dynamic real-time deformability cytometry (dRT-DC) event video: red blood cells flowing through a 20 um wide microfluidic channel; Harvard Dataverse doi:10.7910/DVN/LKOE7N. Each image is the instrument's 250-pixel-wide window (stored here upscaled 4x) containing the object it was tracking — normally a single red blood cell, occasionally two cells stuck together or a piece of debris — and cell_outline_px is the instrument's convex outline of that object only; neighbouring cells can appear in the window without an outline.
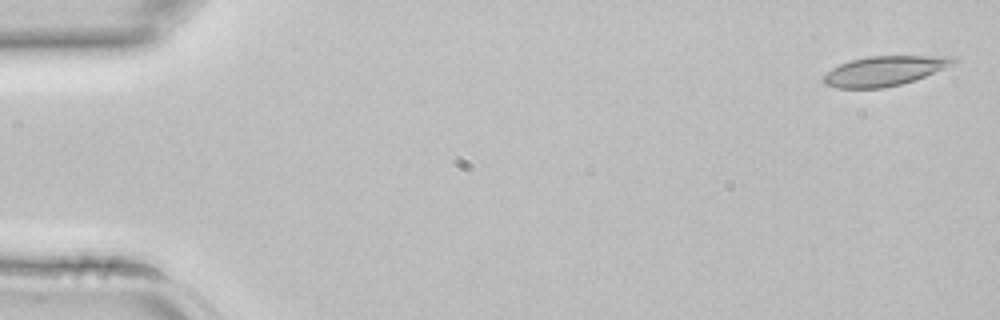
{"species": "common noctule bat (a hibernating species)", "species_latin": "Nyctalus noctula", "temperature_condition": "room temperature", "stored_images_in_passage": 4, "segment_of_instrument_passage": [2, 2], "camera_frame_rate_fps": 3000, "um_per_image_px": 0.085, "animal": {"sex": "female", "body_mass_g": 22.7, "forearm_length_mm": 54.2}, "frame": {"image": 1, "passage_image": 4, "time_ms": 1.0, "image_size_px": [1000, 320], "cell_outline_px": [[960, 60], [956, 64], [924, 76], [900, 84], [884, 88], [836, 88], [824, 84], [820, 80], [832, 68], [840, 64], [852, 60], [868, 56], [952, 56]], "centroid_in_image_um": [75.18, 6.02], "position_along_channel_um": 9.8, "area_um2": 22.48}}